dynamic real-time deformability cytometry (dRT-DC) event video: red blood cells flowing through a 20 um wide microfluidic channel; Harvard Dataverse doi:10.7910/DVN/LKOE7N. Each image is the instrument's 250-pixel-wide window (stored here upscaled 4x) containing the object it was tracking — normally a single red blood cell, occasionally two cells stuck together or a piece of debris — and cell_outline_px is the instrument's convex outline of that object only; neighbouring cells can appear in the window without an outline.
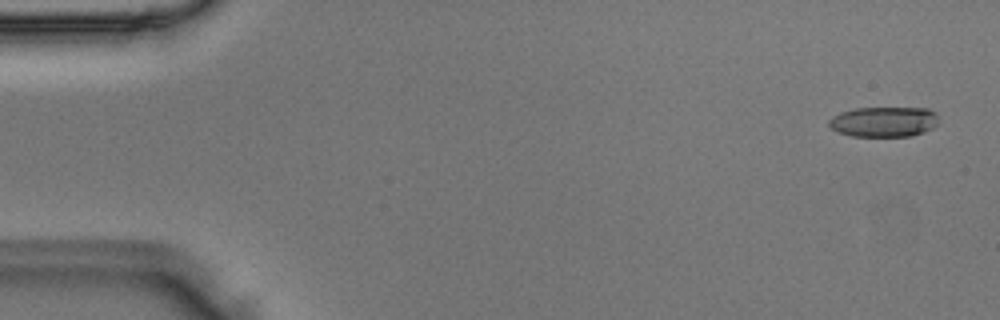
{"species": "Egyptian fruit bat (a non-hibernating species)", "species_latin": "Rousettus aegyptiacus", "temperature_condition": "room temperature", "stored_images_in_passage": 49, "camera_frame_rate_fps": 3000, "um_per_image_px": 0.085, "animal": {"sex": "male"}, "frame": {"image": 1, "passage_image": 2, "time_ms": 0.333, "image_size_px": [1000, 320], "cell_outline_px": [[936, 124], [932, 128], [924, 132], [912, 136], [852, 136], [836, 132], [828, 124], [828, 120], [832, 116], [840, 112], [856, 108], [928, 108], [936, 112]], "centroid_in_image_um": [75.1, 10.35], "position_along_channel_um": 9.9, "area_um2": 19.36}}
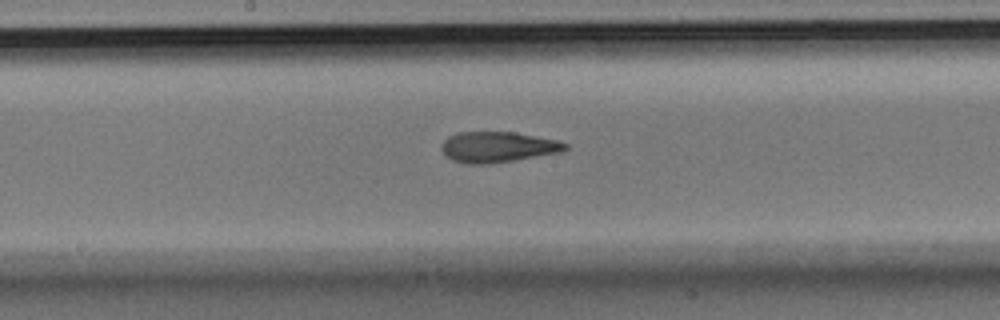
{"frame": {"image": 2, "passage_image": 26, "time_ms": 8.333, "image_size_px": [1000, 320], "cell_outline_px": [[568, 148], [560, 152], [488, 164], [472, 164], [452, 160], [440, 148], [440, 144], [448, 136], [460, 132], [516, 132], [556, 140], [568, 144]], "centroid_in_image_um": [42.29, 12.48], "position_along_channel_um": 205.9, "area_um2": 21.85}}
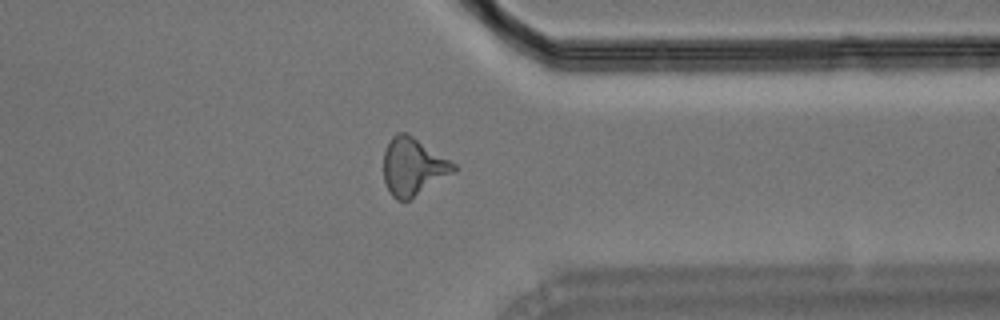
{"frame": {"image": 3, "passage_image": 39, "time_ms": 12.667, "image_size_px": [1000, 320], "cell_outline_px": [[456, 172], [408, 200], [396, 200], [392, 196], [384, 180], [384, 152], [392, 136], [396, 132], [404, 132], [412, 136], [456, 164]], "centroid_in_image_um": [35.11, 14.17], "position_along_channel_um": 376.3, "area_um2": 23.18}}